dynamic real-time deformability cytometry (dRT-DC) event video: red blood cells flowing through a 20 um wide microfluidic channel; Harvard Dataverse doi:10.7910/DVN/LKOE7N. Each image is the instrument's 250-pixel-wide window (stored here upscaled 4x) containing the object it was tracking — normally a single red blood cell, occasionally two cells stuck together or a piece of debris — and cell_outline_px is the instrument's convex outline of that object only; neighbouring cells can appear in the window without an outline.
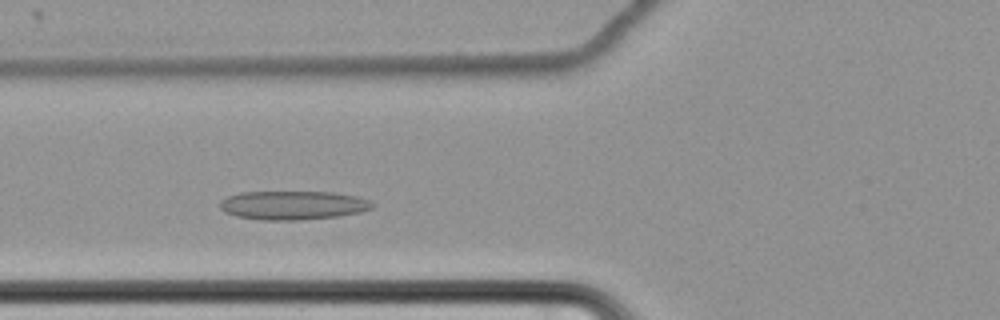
{"species": "common noctule bat (a hibernating species)", "species_latin": "Nyctalus noctula", "temperature_condition": "cold", "stored_images_in_passage": 52, "camera_frame_rate_fps": 3000, "um_per_image_px": 0.085, "animal": {"sex": "female", "body_mass_g": 22.7, "forearm_length_mm": 54.2}, "frame": {"image": 1, "passage_image": 15, "time_ms": 4.667, "image_size_px": [1000, 320], "cell_outline_px": [[376, 204], [372, 208], [360, 212], [336, 216], [296, 220], [260, 220], [236, 216], [224, 212], [220, 208], [220, 200], [228, 196], [244, 192], [332, 192], [356, 196], [372, 200]], "centroid_in_image_um": [24.91, 17.44], "position_along_channel_um": 100.9, "area_um2": 25.61}}
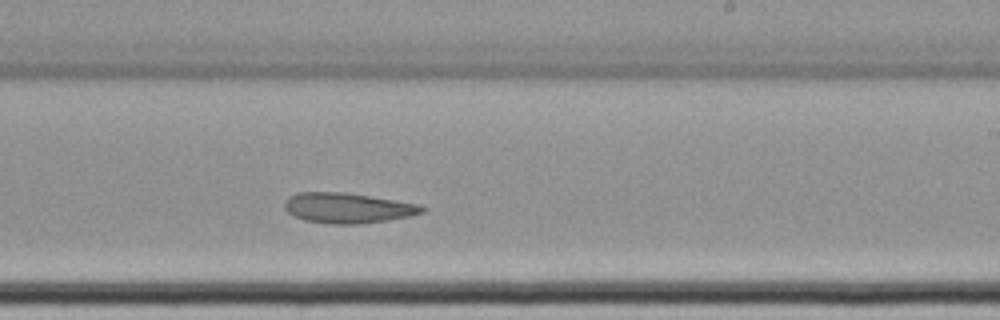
{"frame": {"image": 2, "passage_image": 29, "time_ms": 9.333, "image_size_px": [1000, 320], "cell_outline_px": [[428, 208], [424, 212], [412, 216], [388, 220], [360, 224], [328, 224], [304, 220], [288, 212], [284, 208], [284, 200], [288, 196], [300, 192], [344, 192], [420, 204]], "centroid_in_image_um": [29.57, 17.68], "position_along_channel_um": 259.4, "area_um2": 24.45}}
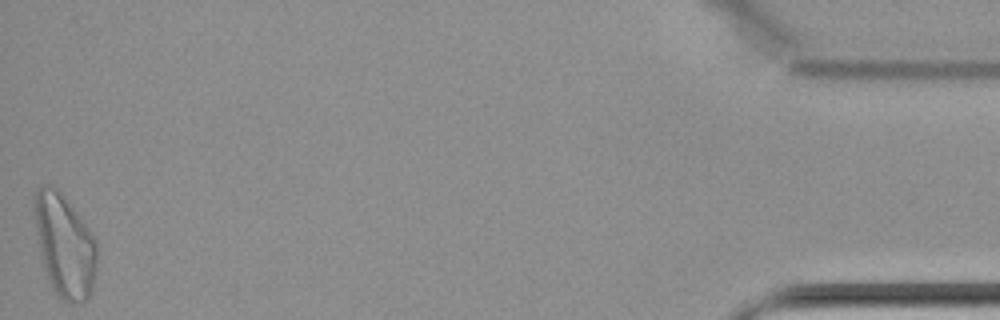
{"frame": {"image": 3, "passage_image": 52, "time_ms": 17.0, "image_size_px": [1000, 320], "cell_outline_px": [[96, 268], [92, 292], [88, 300], [76, 304], [68, 304], [60, 300], [52, 292], [40, 252], [32, 212], [32, 200], [36, 192], [44, 184], [52, 184], [60, 192], [92, 232], [96, 240]], "centroid_in_image_um": [5.47, 20.91], "position_along_channel_um": 429.7, "area_um2": 38.09}}